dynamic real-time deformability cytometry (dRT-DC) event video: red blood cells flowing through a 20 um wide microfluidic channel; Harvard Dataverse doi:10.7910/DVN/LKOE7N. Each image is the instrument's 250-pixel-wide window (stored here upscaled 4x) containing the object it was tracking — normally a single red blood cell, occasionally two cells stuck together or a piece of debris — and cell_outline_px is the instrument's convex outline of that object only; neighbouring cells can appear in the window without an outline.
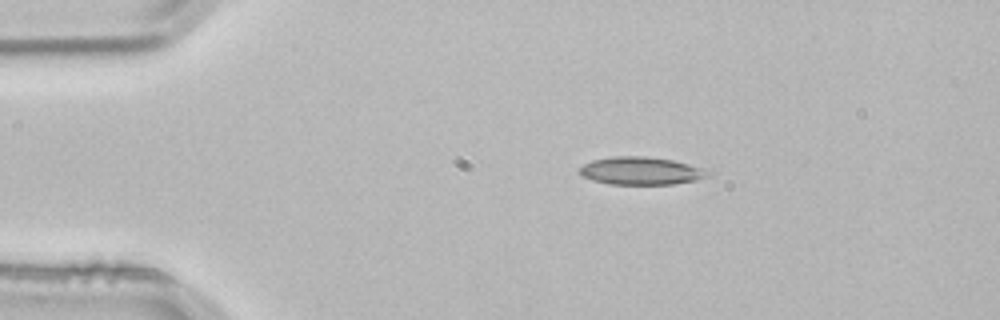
{"species": "common noctule bat (a hibernating species)", "species_latin": "Nyctalus noctula", "temperature_condition": "room temperature", "stored_images_in_passage": 1, "camera_frame_rate_fps": 3000, "um_per_image_px": 0.085, "animal": {"sex": "male", "body_mass_g": 21.5, "forearm_length_mm": 52.0}, "frame": {"image": 1, "passage_image": 1, "time_ms": 0.0, "image_size_px": [1000, 320], "cell_outline_px": [[708, 176], [696, 180], [672, 184], [608, 184], [592, 180], [580, 176], [580, 164], [592, 160], [612, 156], [644, 156], [672, 160], [708, 168]], "centroid_in_image_um": [54.45, 14.51], "position_along_channel_um": 30.5, "area_um2": 20.98}}